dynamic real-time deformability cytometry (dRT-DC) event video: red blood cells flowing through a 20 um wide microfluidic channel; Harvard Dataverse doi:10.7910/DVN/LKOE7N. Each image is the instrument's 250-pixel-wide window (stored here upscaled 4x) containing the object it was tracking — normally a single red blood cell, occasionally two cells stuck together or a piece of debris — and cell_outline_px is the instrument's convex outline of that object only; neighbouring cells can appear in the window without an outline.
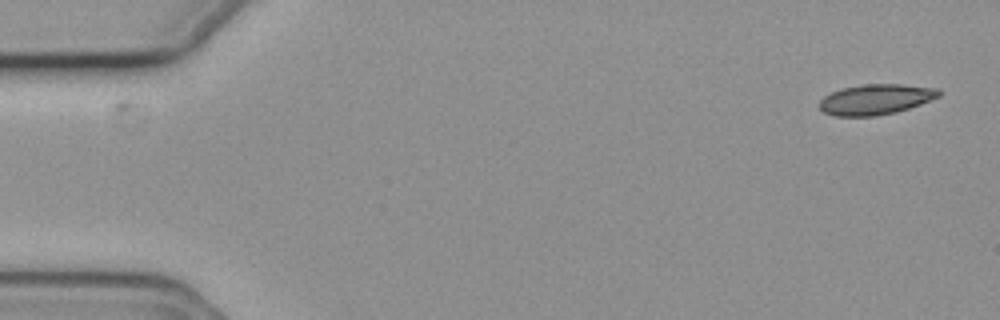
{"species": "common noctule bat (a hibernating species)", "species_latin": "Nyctalus noctula", "temperature_condition": "cold", "stored_images_in_passage": 54, "camera_frame_rate_fps": 3000, "um_per_image_px": 0.085, "animal": {"sex": "female", "body_mass_g": 19.3, "forearm_length_mm": 54.1}, "frame": {"image": 1, "passage_image": 1, "time_ms": 0.0, "image_size_px": [1000, 320], "cell_outline_px": [[940, 96], [920, 104], [896, 112], [876, 116], [836, 116], [824, 112], [820, 108], [820, 100], [824, 96], [840, 88], [864, 84], [900, 84], [940, 88]], "centroid_in_image_um": [74.44, 8.44], "position_along_channel_um": 10.6, "area_um2": 21.15}}
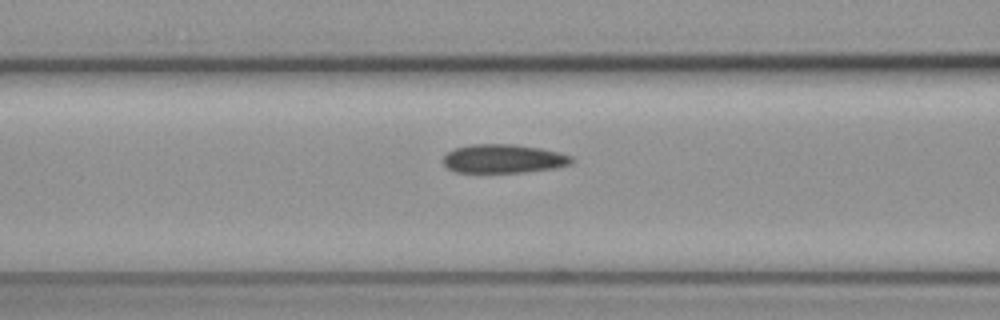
{"frame": {"image": 2, "passage_image": 21, "time_ms": 6.667, "image_size_px": [1000, 320], "cell_outline_px": [[576, 160], [572, 164], [556, 168], [524, 172], [456, 172], [448, 168], [444, 164], [444, 156], [448, 152], [456, 148], [472, 144], [516, 144], [540, 148], [560, 152], [572, 156]], "centroid_in_image_um": [42.87, 13.49], "position_along_channel_um": 123.7, "area_um2": 21.62}}
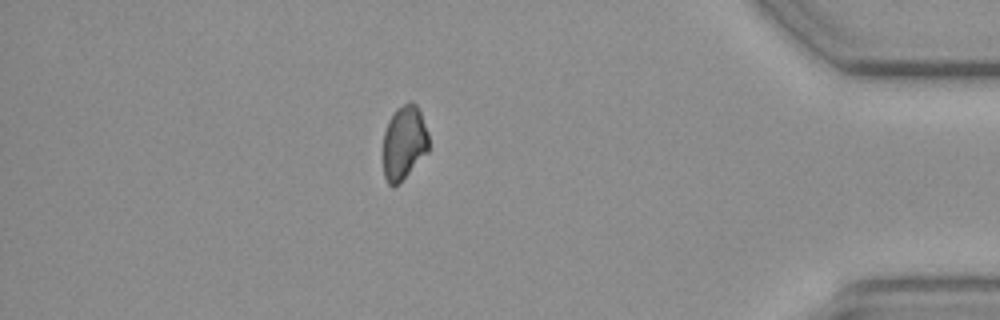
{"frame": {"image": 3, "passage_image": 47, "time_ms": 15.333, "image_size_px": [1000, 320], "cell_outline_px": [[428, 152], [396, 184], [388, 184], [384, 176], [384, 132], [388, 120], [392, 112], [396, 108], [408, 100], [412, 100], [420, 108], [428, 132]], "centroid_in_image_um": [34.36, 12.01], "position_along_channel_um": 400.8, "area_um2": 19.65}}